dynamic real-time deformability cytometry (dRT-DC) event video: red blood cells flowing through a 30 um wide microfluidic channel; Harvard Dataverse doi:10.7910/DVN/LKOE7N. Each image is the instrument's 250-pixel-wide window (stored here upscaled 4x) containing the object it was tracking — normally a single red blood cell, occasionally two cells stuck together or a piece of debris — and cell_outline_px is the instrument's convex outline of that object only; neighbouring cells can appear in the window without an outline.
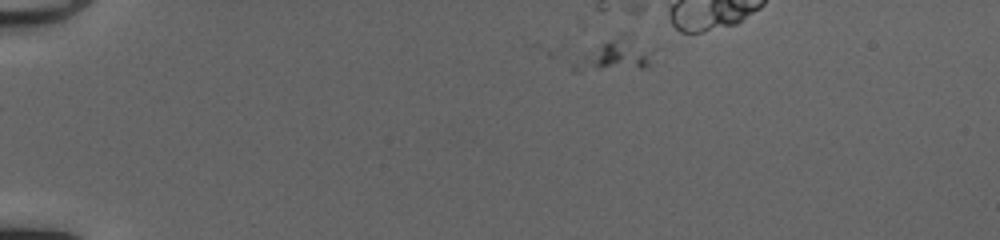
{"species": "common noctule bat (a hibernating species)", "species_latin": "Nyctalus noctula", "temperature_condition": "cold", "stored_images_in_passage": 47, "camera_frame_rate_fps": 3000, "um_per_image_px": 0.085, "animal": {"sex": "female", "body_mass_g": 20.0, "forearm_length_mm": 54.0}, "frame": {"image": 1, "passage_image": 4, "time_ms": 1.0, "image_size_px": [1000, 240], "cell_outline_px": [[660, 48], [648, 64], [644, 68], [576, 72], [572, 72], [572, 68], [576, 64], [600, 44], [620, 32], [624, 32]], "centroid_in_image_um": [52.54, 4.65], "position_along_channel_um": 32.5, "area_um2": 15.14}}
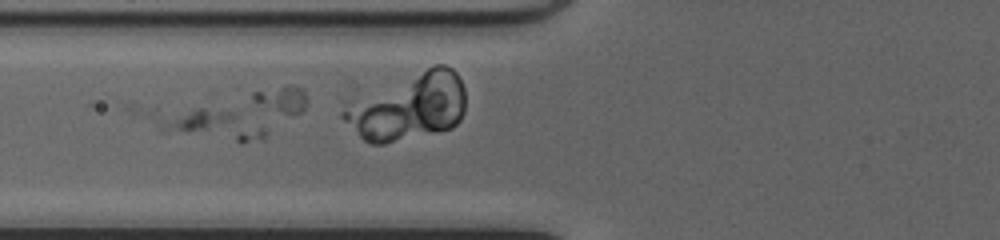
{"frame": {"image": 2, "passage_image": 16, "time_ms": 5.0, "image_size_px": [1000, 240], "cell_outline_px": [[264, 140], [240, 144], [164, 132], [160, 128], [160, 120], [196, 108], [204, 108], [236, 112], [264, 128]], "centroid_in_image_um": [18.19, 10.71], "position_along_channel_um": 107.6, "area_um2": 18.55}}